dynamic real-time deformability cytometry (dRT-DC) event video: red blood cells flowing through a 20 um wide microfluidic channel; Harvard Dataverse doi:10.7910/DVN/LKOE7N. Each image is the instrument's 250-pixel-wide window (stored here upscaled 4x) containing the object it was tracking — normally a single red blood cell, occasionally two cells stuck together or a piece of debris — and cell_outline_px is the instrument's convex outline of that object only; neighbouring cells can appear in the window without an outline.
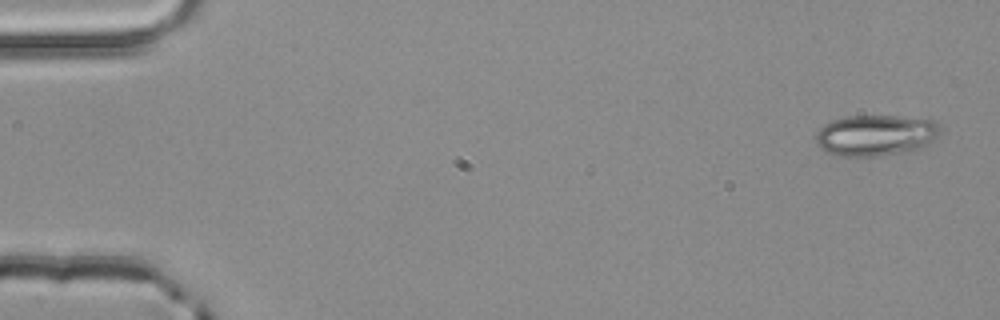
{"species": "common noctule bat (a hibernating species)", "species_latin": "Nyctalus noctula", "temperature_condition": "room temperature", "stored_images_in_passage": 4, "camera_frame_rate_fps": 3000, "um_per_image_px": 0.085, "animal": {"sex": "male", "body_mass_g": 20.4}, "frame": {"image": 1, "passage_image": 1, "time_ms": 0.0, "image_size_px": [1000, 320], "cell_outline_px": [[940, 132], [932, 140], [916, 152], [876, 156], [840, 156], [828, 152], [820, 148], [816, 140], [816, 132], [824, 124], [832, 120], [844, 116], [896, 116], [936, 120], [940, 124]], "centroid_in_image_um": [74.46, 11.5], "position_along_channel_um": 10.5, "area_um2": 30.11}}